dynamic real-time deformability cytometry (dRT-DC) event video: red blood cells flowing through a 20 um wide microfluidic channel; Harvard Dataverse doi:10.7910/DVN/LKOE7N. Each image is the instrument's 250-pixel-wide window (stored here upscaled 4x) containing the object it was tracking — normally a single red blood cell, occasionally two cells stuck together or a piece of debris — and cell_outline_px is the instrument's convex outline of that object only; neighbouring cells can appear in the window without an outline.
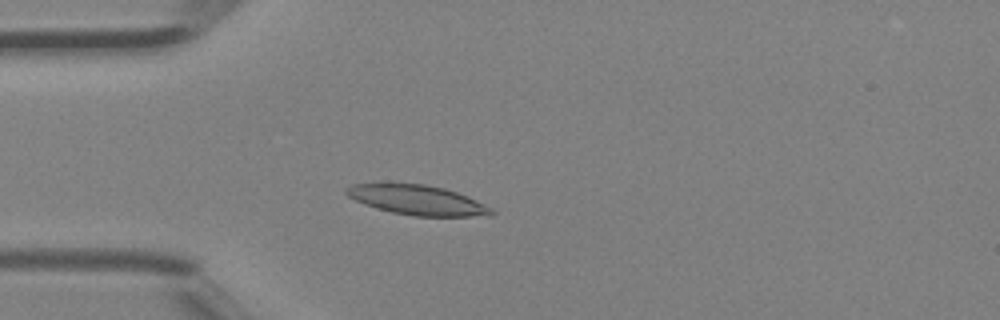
{"species": "Egyptian fruit bat (a non-hibernating species)", "species_latin": "Rousettus aegyptiacus", "temperature_condition": "room temperature", "stored_images_in_passage": 45, "camera_frame_rate_fps": 3000, "um_per_image_px": 0.085, "animal": {"sex": "female"}, "frame": {"image": 1, "passage_image": 12, "time_ms": 3.667, "image_size_px": [1000, 320], "cell_outline_px": [[496, 212], [492, 216], [412, 216], [392, 212], [376, 208], [364, 204], [348, 196], [344, 192], [344, 188], [352, 184], [424, 184], [444, 188], [468, 196], [492, 208]], "centroid_in_image_um": [35.5, 17.01], "position_along_channel_um": 49.5, "area_um2": 25.09}}
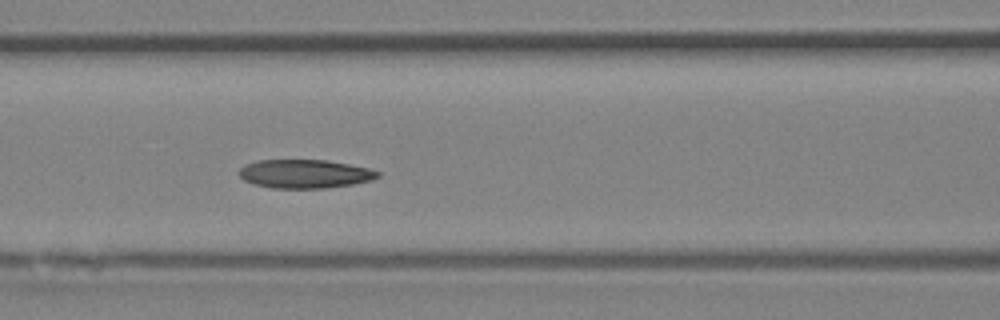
{"frame": {"image": 2, "passage_image": 19, "time_ms": 6.0, "image_size_px": [1000, 320], "cell_outline_px": [[380, 176], [372, 180], [352, 184], [324, 188], [272, 188], [256, 184], [244, 180], [236, 172], [244, 164], [256, 160], [328, 160], [368, 168], [380, 172]], "centroid_in_image_um": [25.88, 14.77], "position_along_channel_um": 140.7, "area_um2": 23.18}}
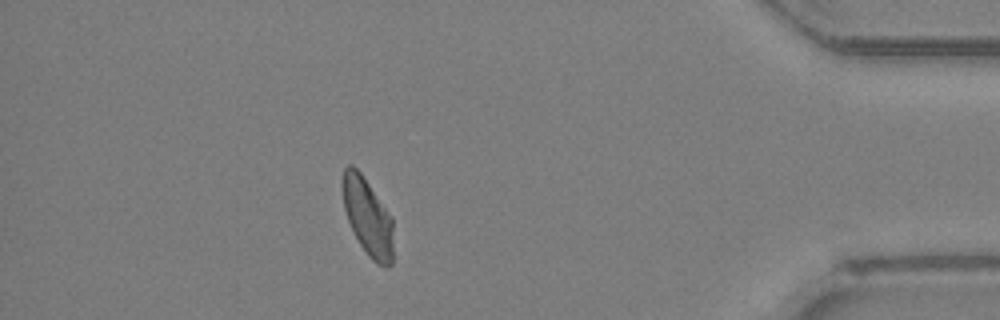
{"frame": {"image": 3, "passage_image": 40, "time_ms": 13.0, "image_size_px": [1000, 320], "cell_outline_px": [[392, 264], [388, 268], [376, 264], [368, 256], [360, 244], [348, 220], [344, 208], [340, 188], [340, 180], [344, 168], [348, 164], [352, 164], [360, 172], [392, 216]], "centroid_in_image_um": [31.22, 18.4], "position_along_channel_um": 404.0, "area_um2": 23.12}, "authors_computed_cell_mechanics": {"area_um2": 23.5824, "velocity_mm_per_s": 4.431, "shape_relaxation_time_tau1_ms": null, "shape_relaxation_time_tau2_ms": 3.8752, "deformation_change_tau1": null, "deformation_change_tau2": 0.0895}}